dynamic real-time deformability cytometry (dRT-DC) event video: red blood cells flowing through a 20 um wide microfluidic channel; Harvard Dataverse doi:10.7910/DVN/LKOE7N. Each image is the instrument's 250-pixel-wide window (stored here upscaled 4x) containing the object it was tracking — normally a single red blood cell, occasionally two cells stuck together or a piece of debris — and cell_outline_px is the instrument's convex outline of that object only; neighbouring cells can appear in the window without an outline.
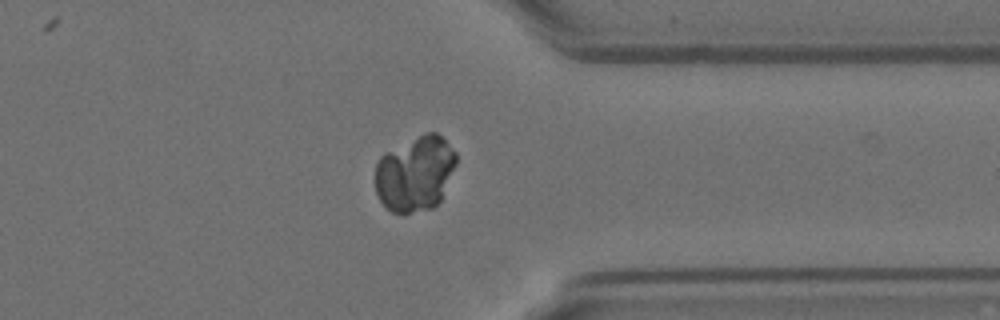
{"species": "Egyptian fruit bat (a non-hibernating species)", "species_latin": "Rousettus aegyptiacus", "temperature_condition": "room temperature", "stored_images_in_passage": 47, "camera_frame_rate_fps": 3000, "um_per_image_px": 0.085, "animal": {"sex": "female"}, "frame": {"image": 1, "passage_image": 34, "time_ms": 11.0, "image_size_px": [1000, 320], "cell_outline_px": [[456, 164], [440, 200], [432, 208], [404, 216], [392, 212], [380, 200], [376, 192], [376, 164], [380, 156], [384, 152], [424, 132], [436, 132], [456, 152]], "centroid_in_image_um": [35.26, 14.77], "position_along_channel_um": 376.1, "area_um2": 35.72}}
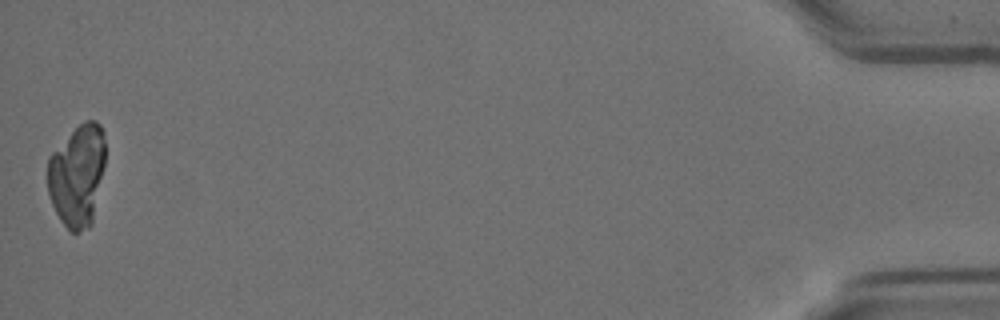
{"frame": {"image": 2, "passage_image": 46, "time_ms": 15.0, "image_size_px": [1000, 320], "cell_outline_px": [[104, 164], [92, 224], [88, 228], [76, 232], [72, 232], [60, 220], [52, 204], [48, 192], [48, 156], [84, 120], [96, 120], [100, 124], [104, 132]], "centroid_in_image_um": [6.56, 14.9], "position_along_channel_um": 428.6, "area_um2": 34.04}}